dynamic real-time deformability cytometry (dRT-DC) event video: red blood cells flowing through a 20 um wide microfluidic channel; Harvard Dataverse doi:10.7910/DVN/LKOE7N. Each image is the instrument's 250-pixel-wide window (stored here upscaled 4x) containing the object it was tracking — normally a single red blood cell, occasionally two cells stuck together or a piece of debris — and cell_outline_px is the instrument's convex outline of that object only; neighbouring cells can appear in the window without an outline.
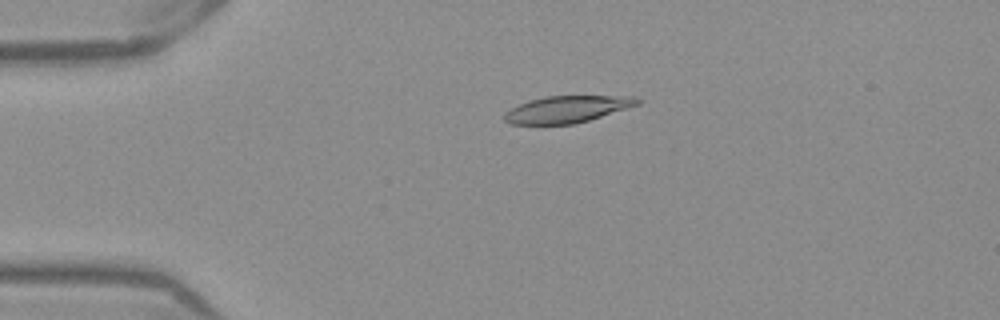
{"species": "Egyptian fruit bat (a non-hibernating species)", "species_latin": "Rousettus aegyptiacus", "temperature_condition": "warm", "stored_images_in_passage": 52, "camera_frame_rate_fps": 3000, "um_per_image_px": 0.085, "frame": {"image": 1, "passage_image": 12, "time_ms": 3.667, "image_size_px": [1000, 320], "cell_outline_px": [[644, 100], [640, 104], [588, 120], [572, 124], [508, 124], [504, 120], [504, 112], [528, 100], [544, 96], [636, 96]], "centroid_in_image_um": [48.21, 9.27], "position_along_channel_um": 36.8, "area_um2": 20.81}}
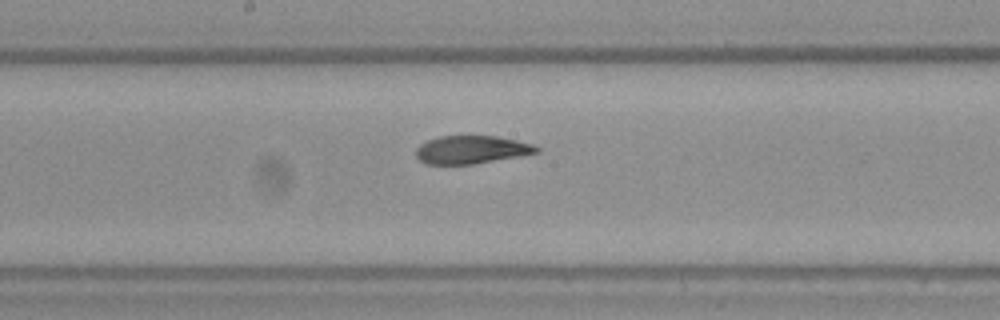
{"frame": {"image": 2, "passage_image": 28, "time_ms": 9.0, "image_size_px": [1000, 320], "cell_outline_px": [[540, 152], [520, 156], [476, 164], [424, 164], [416, 156], [416, 148], [420, 144], [428, 140], [440, 136], [496, 136], [516, 140], [532, 144], [540, 148]], "centroid_in_image_um": [40.08, 12.73], "position_along_channel_um": 208.1, "area_um2": 19.77}}
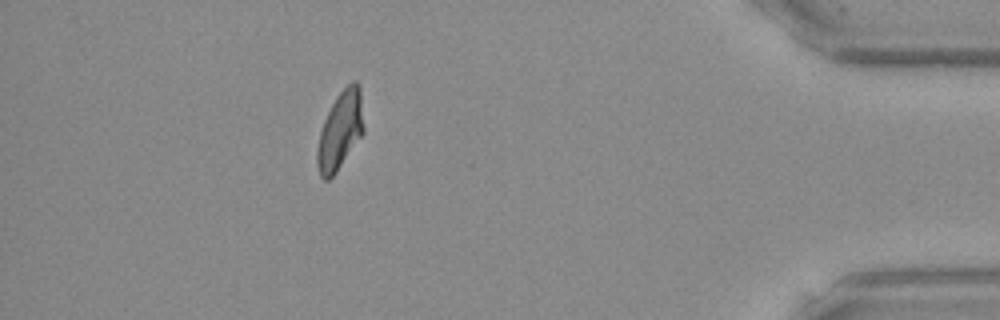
{"frame": {"image": 3, "passage_image": 47, "time_ms": 15.333, "image_size_px": [1000, 320], "cell_outline_px": [[364, 132], [336, 172], [328, 180], [324, 180], [320, 176], [316, 164], [316, 152], [320, 132], [324, 120], [336, 96], [352, 80], [356, 80], [360, 84], [364, 128]], "centroid_in_image_um": [28.92, 11.08], "position_along_channel_um": 406.3, "area_um2": 21.15}, "authors_computed_cell_mechanics": {"area_um2": 21.1837, "velocity_mm_per_s": 3.9106, "shape_relaxation_time_tau1_ms": 10.7428, "shape_relaxation_time_tau2_ms": 1.4966, "deformation_change_tau1": 0.2863, "deformation_change_tau2": 0.0864}}